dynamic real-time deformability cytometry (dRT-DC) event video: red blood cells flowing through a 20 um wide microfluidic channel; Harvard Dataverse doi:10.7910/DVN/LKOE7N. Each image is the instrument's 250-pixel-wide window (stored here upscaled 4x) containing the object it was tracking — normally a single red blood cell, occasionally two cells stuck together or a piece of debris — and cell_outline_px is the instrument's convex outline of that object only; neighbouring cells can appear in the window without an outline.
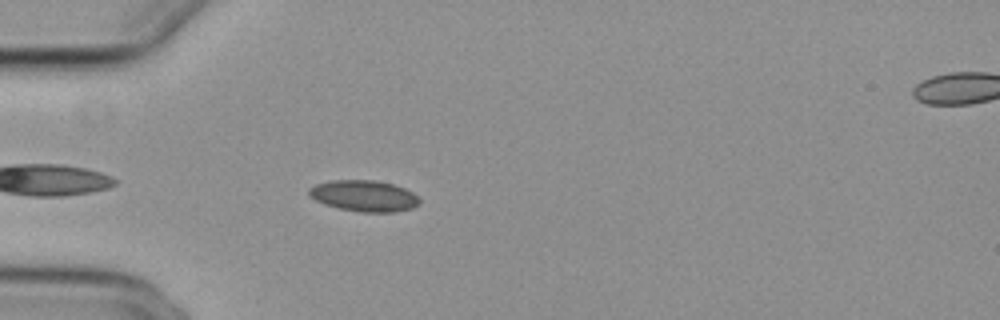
{"species": "common noctule bat (a hibernating species)", "species_latin": "Nyctalus noctula", "temperature_condition": "cold", "stored_images_in_passage": 42, "camera_frame_rate_fps": 3000, "um_per_image_px": 0.085, "animal": {"sex": "female", "body_mass_g": 29.2, "forearm_length_mm": 56.3}, "frame": {"image": 1, "passage_image": 4, "time_ms": 1.0, "image_size_px": [1000, 320], "cell_outline_px": [[420, 204], [412, 208], [396, 212], [360, 212], [340, 208], [324, 204], [308, 196], [308, 188], [316, 184], [332, 180], [372, 180], [392, 184], [404, 188], [412, 192], [420, 200]], "centroid_in_image_um": [30.93, 16.65], "position_along_channel_um": 54.1, "area_um2": 20.06}}
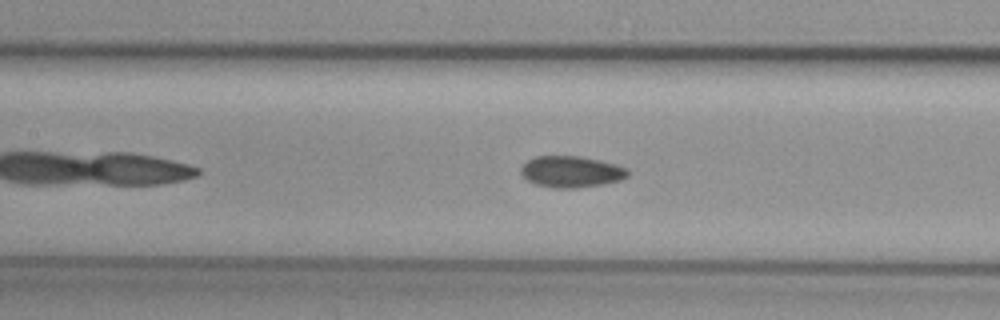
{"frame": {"image": 2, "passage_image": 13, "time_ms": 4.0, "image_size_px": [1000, 320], "cell_outline_px": [[628, 176], [620, 180], [604, 184], [576, 188], [552, 188], [536, 184], [528, 180], [520, 172], [520, 168], [528, 160], [536, 156], [580, 156], [600, 160], [616, 164], [628, 168]], "centroid_in_image_um": [48.57, 14.59], "position_along_channel_um": 158.8, "area_um2": 19.59}}
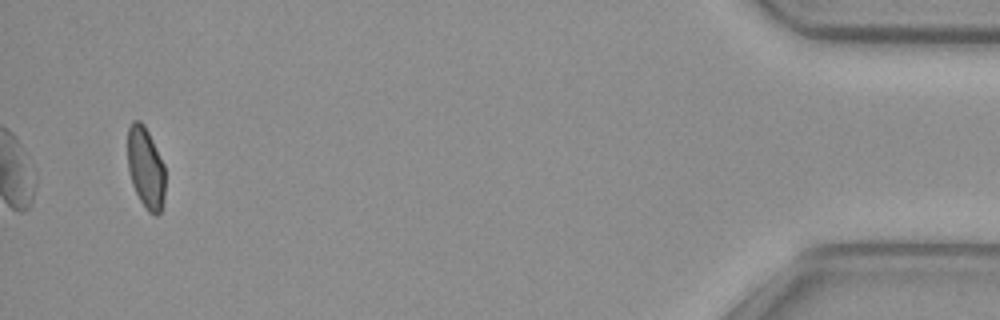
{"frame": {"image": 3, "passage_image": 40, "time_ms": 13.0, "image_size_px": [1000, 320], "cell_outline_px": [[164, 196], [160, 212], [156, 216], [148, 212], [140, 200], [132, 184], [128, 168], [128, 128], [132, 120], [140, 120], [144, 124], [164, 164]], "centroid_in_image_um": [12.37, 14.26], "position_along_channel_um": 422.8, "area_um2": 17.69}, "authors_computed_cell_mechanics": {"area_um2": 19.0451, "velocity_mm_per_s": 3.8418, "shape_relaxation_time_tau1_ms": null, "shape_relaxation_time_tau2_ms": 4.5051, "deformation_change_tau1": null, "deformation_change_tau2": 0.0972}}